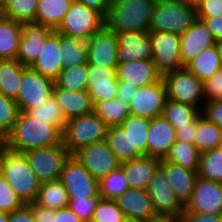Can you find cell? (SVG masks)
I'll list each match as a JSON object with an SVG mask.
<instances>
[{
	"mask_svg": "<svg viewBox=\"0 0 222 222\" xmlns=\"http://www.w3.org/2000/svg\"><path fill=\"white\" fill-rule=\"evenodd\" d=\"M7 149L24 153L41 147L63 145L62 131L53 124L19 112L12 129L0 141Z\"/></svg>",
	"mask_w": 222,
	"mask_h": 222,
	"instance_id": "1",
	"label": "cell"
},
{
	"mask_svg": "<svg viewBox=\"0 0 222 222\" xmlns=\"http://www.w3.org/2000/svg\"><path fill=\"white\" fill-rule=\"evenodd\" d=\"M0 174L24 204L35 202L41 183L24 153L11 151L0 144Z\"/></svg>",
	"mask_w": 222,
	"mask_h": 222,
	"instance_id": "2",
	"label": "cell"
},
{
	"mask_svg": "<svg viewBox=\"0 0 222 222\" xmlns=\"http://www.w3.org/2000/svg\"><path fill=\"white\" fill-rule=\"evenodd\" d=\"M157 0H112L105 26L116 33L149 32L151 15Z\"/></svg>",
	"mask_w": 222,
	"mask_h": 222,
	"instance_id": "3",
	"label": "cell"
},
{
	"mask_svg": "<svg viewBox=\"0 0 222 222\" xmlns=\"http://www.w3.org/2000/svg\"><path fill=\"white\" fill-rule=\"evenodd\" d=\"M197 19L196 9L184 0H157L149 31L183 34Z\"/></svg>",
	"mask_w": 222,
	"mask_h": 222,
	"instance_id": "4",
	"label": "cell"
},
{
	"mask_svg": "<svg viewBox=\"0 0 222 222\" xmlns=\"http://www.w3.org/2000/svg\"><path fill=\"white\" fill-rule=\"evenodd\" d=\"M108 125L93 111L66 122L62 132L63 146L73 155L80 148L105 139Z\"/></svg>",
	"mask_w": 222,
	"mask_h": 222,
	"instance_id": "5",
	"label": "cell"
},
{
	"mask_svg": "<svg viewBox=\"0 0 222 222\" xmlns=\"http://www.w3.org/2000/svg\"><path fill=\"white\" fill-rule=\"evenodd\" d=\"M167 99L197 107L200 111L205 103L203 81L185 67L163 77Z\"/></svg>",
	"mask_w": 222,
	"mask_h": 222,
	"instance_id": "6",
	"label": "cell"
},
{
	"mask_svg": "<svg viewBox=\"0 0 222 222\" xmlns=\"http://www.w3.org/2000/svg\"><path fill=\"white\" fill-rule=\"evenodd\" d=\"M104 25L105 19L101 13L74 0L56 31L86 42Z\"/></svg>",
	"mask_w": 222,
	"mask_h": 222,
	"instance_id": "7",
	"label": "cell"
},
{
	"mask_svg": "<svg viewBox=\"0 0 222 222\" xmlns=\"http://www.w3.org/2000/svg\"><path fill=\"white\" fill-rule=\"evenodd\" d=\"M24 155L41 184L60 180L63 165L70 156L63 145L32 149Z\"/></svg>",
	"mask_w": 222,
	"mask_h": 222,
	"instance_id": "8",
	"label": "cell"
},
{
	"mask_svg": "<svg viewBox=\"0 0 222 222\" xmlns=\"http://www.w3.org/2000/svg\"><path fill=\"white\" fill-rule=\"evenodd\" d=\"M152 42L153 61L161 78L183 68L181 60V35L167 32L149 31Z\"/></svg>",
	"mask_w": 222,
	"mask_h": 222,
	"instance_id": "9",
	"label": "cell"
},
{
	"mask_svg": "<svg viewBox=\"0 0 222 222\" xmlns=\"http://www.w3.org/2000/svg\"><path fill=\"white\" fill-rule=\"evenodd\" d=\"M60 181L67 191L69 200H85L99 194V181L72 155L63 165Z\"/></svg>",
	"mask_w": 222,
	"mask_h": 222,
	"instance_id": "10",
	"label": "cell"
},
{
	"mask_svg": "<svg viewBox=\"0 0 222 222\" xmlns=\"http://www.w3.org/2000/svg\"><path fill=\"white\" fill-rule=\"evenodd\" d=\"M72 156L98 181L120 167V161L106 140L80 148Z\"/></svg>",
	"mask_w": 222,
	"mask_h": 222,
	"instance_id": "11",
	"label": "cell"
},
{
	"mask_svg": "<svg viewBox=\"0 0 222 222\" xmlns=\"http://www.w3.org/2000/svg\"><path fill=\"white\" fill-rule=\"evenodd\" d=\"M55 82L27 67L22 74L17 102L20 112L47 101L53 95Z\"/></svg>",
	"mask_w": 222,
	"mask_h": 222,
	"instance_id": "12",
	"label": "cell"
},
{
	"mask_svg": "<svg viewBox=\"0 0 222 222\" xmlns=\"http://www.w3.org/2000/svg\"><path fill=\"white\" fill-rule=\"evenodd\" d=\"M166 99V85L163 78L150 85L139 87L130 101V115L149 120L162 116Z\"/></svg>",
	"mask_w": 222,
	"mask_h": 222,
	"instance_id": "13",
	"label": "cell"
},
{
	"mask_svg": "<svg viewBox=\"0 0 222 222\" xmlns=\"http://www.w3.org/2000/svg\"><path fill=\"white\" fill-rule=\"evenodd\" d=\"M88 64L116 69L118 42L116 34L105 25L86 42Z\"/></svg>",
	"mask_w": 222,
	"mask_h": 222,
	"instance_id": "14",
	"label": "cell"
},
{
	"mask_svg": "<svg viewBox=\"0 0 222 222\" xmlns=\"http://www.w3.org/2000/svg\"><path fill=\"white\" fill-rule=\"evenodd\" d=\"M147 191L155 214L173 215L178 219L181 217L185 206L175 195L166 174L160 167L152 176Z\"/></svg>",
	"mask_w": 222,
	"mask_h": 222,
	"instance_id": "15",
	"label": "cell"
},
{
	"mask_svg": "<svg viewBox=\"0 0 222 222\" xmlns=\"http://www.w3.org/2000/svg\"><path fill=\"white\" fill-rule=\"evenodd\" d=\"M184 211L222 215V183L198 177Z\"/></svg>",
	"mask_w": 222,
	"mask_h": 222,
	"instance_id": "16",
	"label": "cell"
},
{
	"mask_svg": "<svg viewBox=\"0 0 222 222\" xmlns=\"http://www.w3.org/2000/svg\"><path fill=\"white\" fill-rule=\"evenodd\" d=\"M117 62L124 64L136 60H153L152 42L149 32L116 33Z\"/></svg>",
	"mask_w": 222,
	"mask_h": 222,
	"instance_id": "17",
	"label": "cell"
},
{
	"mask_svg": "<svg viewBox=\"0 0 222 222\" xmlns=\"http://www.w3.org/2000/svg\"><path fill=\"white\" fill-rule=\"evenodd\" d=\"M54 29L36 23H22L19 51L16 59L30 67L39 57L47 37Z\"/></svg>",
	"mask_w": 222,
	"mask_h": 222,
	"instance_id": "18",
	"label": "cell"
},
{
	"mask_svg": "<svg viewBox=\"0 0 222 222\" xmlns=\"http://www.w3.org/2000/svg\"><path fill=\"white\" fill-rule=\"evenodd\" d=\"M217 42L203 20L196 19L191 26L181 34V60L185 67L194 60L204 49L210 48Z\"/></svg>",
	"mask_w": 222,
	"mask_h": 222,
	"instance_id": "19",
	"label": "cell"
},
{
	"mask_svg": "<svg viewBox=\"0 0 222 222\" xmlns=\"http://www.w3.org/2000/svg\"><path fill=\"white\" fill-rule=\"evenodd\" d=\"M116 69L88 64L87 91L92 104L117 98Z\"/></svg>",
	"mask_w": 222,
	"mask_h": 222,
	"instance_id": "20",
	"label": "cell"
},
{
	"mask_svg": "<svg viewBox=\"0 0 222 222\" xmlns=\"http://www.w3.org/2000/svg\"><path fill=\"white\" fill-rule=\"evenodd\" d=\"M176 141V130L162 115L150 120L147 156L164 159Z\"/></svg>",
	"mask_w": 222,
	"mask_h": 222,
	"instance_id": "21",
	"label": "cell"
},
{
	"mask_svg": "<svg viewBox=\"0 0 222 222\" xmlns=\"http://www.w3.org/2000/svg\"><path fill=\"white\" fill-rule=\"evenodd\" d=\"M62 53L59 47V32L54 30L46 39L39 57L30 68L54 82L63 70Z\"/></svg>",
	"mask_w": 222,
	"mask_h": 222,
	"instance_id": "22",
	"label": "cell"
},
{
	"mask_svg": "<svg viewBox=\"0 0 222 222\" xmlns=\"http://www.w3.org/2000/svg\"><path fill=\"white\" fill-rule=\"evenodd\" d=\"M160 167V159L141 156L120 163V168L128 181L130 188L147 190L152 176Z\"/></svg>",
	"mask_w": 222,
	"mask_h": 222,
	"instance_id": "23",
	"label": "cell"
},
{
	"mask_svg": "<svg viewBox=\"0 0 222 222\" xmlns=\"http://www.w3.org/2000/svg\"><path fill=\"white\" fill-rule=\"evenodd\" d=\"M160 168L166 174L175 195L185 206L192 196L198 173L164 159L160 160Z\"/></svg>",
	"mask_w": 222,
	"mask_h": 222,
	"instance_id": "24",
	"label": "cell"
},
{
	"mask_svg": "<svg viewBox=\"0 0 222 222\" xmlns=\"http://www.w3.org/2000/svg\"><path fill=\"white\" fill-rule=\"evenodd\" d=\"M53 96L60 105L66 121L93 111V104L87 90L81 92L66 90L55 83Z\"/></svg>",
	"mask_w": 222,
	"mask_h": 222,
	"instance_id": "25",
	"label": "cell"
},
{
	"mask_svg": "<svg viewBox=\"0 0 222 222\" xmlns=\"http://www.w3.org/2000/svg\"><path fill=\"white\" fill-rule=\"evenodd\" d=\"M116 78L137 88L150 85L161 79L155 70L154 61L144 59L118 64Z\"/></svg>",
	"mask_w": 222,
	"mask_h": 222,
	"instance_id": "26",
	"label": "cell"
},
{
	"mask_svg": "<svg viewBox=\"0 0 222 222\" xmlns=\"http://www.w3.org/2000/svg\"><path fill=\"white\" fill-rule=\"evenodd\" d=\"M115 201L126 219L145 220L155 214L148 191L145 189L129 188Z\"/></svg>",
	"mask_w": 222,
	"mask_h": 222,
	"instance_id": "27",
	"label": "cell"
},
{
	"mask_svg": "<svg viewBox=\"0 0 222 222\" xmlns=\"http://www.w3.org/2000/svg\"><path fill=\"white\" fill-rule=\"evenodd\" d=\"M73 2L74 0H38L35 23L56 30Z\"/></svg>",
	"mask_w": 222,
	"mask_h": 222,
	"instance_id": "28",
	"label": "cell"
},
{
	"mask_svg": "<svg viewBox=\"0 0 222 222\" xmlns=\"http://www.w3.org/2000/svg\"><path fill=\"white\" fill-rule=\"evenodd\" d=\"M27 67L17 59H0V92L8 98L16 99L23 71Z\"/></svg>",
	"mask_w": 222,
	"mask_h": 222,
	"instance_id": "29",
	"label": "cell"
},
{
	"mask_svg": "<svg viewBox=\"0 0 222 222\" xmlns=\"http://www.w3.org/2000/svg\"><path fill=\"white\" fill-rule=\"evenodd\" d=\"M22 23L0 18V59H16L21 39Z\"/></svg>",
	"mask_w": 222,
	"mask_h": 222,
	"instance_id": "30",
	"label": "cell"
},
{
	"mask_svg": "<svg viewBox=\"0 0 222 222\" xmlns=\"http://www.w3.org/2000/svg\"><path fill=\"white\" fill-rule=\"evenodd\" d=\"M185 68L203 82L211 78L217 70L222 68L217 45L202 50Z\"/></svg>",
	"mask_w": 222,
	"mask_h": 222,
	"instance_id": "31",
	"label": "cell"
},
{
	"mask_svg": "<svg viewBox=\"0 0 222 222\" xmlns=\"http://www.w3.org/2000/svg\"><path fill=\"white\" fill-rule=\"evenodd\" d=\"M120 126L127 131L130 140V151H137L141 156H147V136L150 120L129 115Z\"/></svg>",
	"mask_w": 222,
	"mask_h": 222,
	"instance_id": "32",
	"label": "cell"
},
{
	"mask_svg": "<svg viewBox=\"0 0 222 222\" xmlns=\"http://www.w3.org/2000/svg\"><path fill=\"white\" fill-rule=\"evenodd\" d=\"M129 108L130 101L119 97L93 104V112L109 127L120 125L130 115Z\"/></svg>",
	"mask_w": 222,
	"mask_h": 222,
	"instance_id": "33",
	"label": "cell"
},
{
	"mask_svg": "<svg viewBox=\"0 0 222 222\" xmlns=\"http://www.w3.org/2000/svg\"><path fill=\"white\" fill-rule=\"evenodd\" d=\"M59 47L63 57V69L88 64L85 41L59 33Z\"/></svg>",
	"mask_w": 222,
	"mask_h": 222,
	"instance_id": "34",
	"label": "cell"
},
{
	"mask_svg": "<svg viewBox=\"0 0 222 222\" xmlns=\"http://www.w3.org/2000/svg\"><path fill=\"white\" fill-rule=\"evenodd\" d=\"M35 203L54 210L68 207L69 198L60 180L42 183Z\"/></svg>",
	"mask_w": 222,
	"mask_h": 222,
	"instance_id": "35",
	"label": "cell"
},
{
	"mask_svg": "<svg viewBox=\"0 0 222 222\" xmlns=\"http://www.w3.org/2000/svg\"><path fill=\"white\" fill-rule=\"evenodd\" d=\"M201 153L195 145L176 140L164 160L198 172Z\"/></svg>",
	"mask_w": 222,
	"mask_h": 222,
	"instance_id": "36",
	"label": "cell"
},
{
	"mask_svg": "<svg viewBox=\"0 0 222 222\" xmlns=\"http://www.w3.org/2000/svg\"><path fill=\"white\" fill-rule=\"evenodd\" d=\"M221 135L222 129L214 122L207 120L202 115L197 118L194 145L200 153L218 148Z\"/></svg>",
	"mask_w": 222,
	"mask_h": 222,
	"instance_id": "37",
	"label": "cell"
},
{
	"mask_svg": "<svg viewBox=\"0 0 222 222\" xmlns=\"http://www.w3.org/2000/svg\"><path fill=\"white\" fill-rule=\"evenodd\" d=\"M201 111L194 106L177 103L166 99L163 116L173 127H184L191 125L199 116Z\"/></svg>",
	"mask_w": 222,
	"mask_h": 222,
	"instance_id": "38",
	"label": "cell"
},
{
	"mask_svg": "<svg viewBox=\"0 0 222 222\" xmlns=\"http://www.w3.org/2000/svg\"><path fill=\"white\" fill-rule=\"evenodd\" d=\"M105 140L120 162L141 157L137 151H130L129 136L120 125L108 127Z\"/></svg>",
	"mask_w": 222,
	"mask_h": 222,
	"instance_id": "39",
	"label": "cell"
},
{
	"mask_svg": "<svg viewBox=\"0 0 222 222\" xmlns=\"http://www.w3.org/2000/svg\"><path fill=\"white\" fill-rule=\"evenodd\" d=\"M25 113L37 120L46 121V123L56 125L62 132L67 122L60 105L57 103L53 95L47 101L29 108Z\"/></svg>",
	"mask_w": 222,
	"mask_h": 222,
	"instance_id": "40",
	"label": "cell"
},
{
	"mask_svg": "<svg viewBox=\"0 0 222 222\" xmlns=\"http://www.w3.org/2000/svg\"><path fill=\"white\" fill-rule=\"evenodd\" d=\"M38 0H7L2 5V15L21 23H35Z\"/></svg>",
	"mask_w": 222,
	"mask_h": 222,
	"instance_id": "41",
	"label": "cell"
},
{
	"mask_svg": "<svg viewBox=\"0 0 222 222\" xmlns=\"http://www.w3.org/2000/svg\"><path fill=\"white\" fill-rule=\"evenodd\" d=\"M198 177L222 183V149L220 147L201 153Z\"/></svg>",
	"mask_w": 222,
	"mask_h": 222,
	"instance_id": "42",
	"label": "cell"
},
{
	"mask_svg": "<svg viewBox=\"0 0 222 222\" xmlns=\"http://www.w3.org/2000/svg\"><path fill=\"white\" fill-rule=\"evenodd\" d=\"M129 188L128 181L120 167L99 181L101 199L115 200Z\"/></svg>",
	"mask_w": 222,
	"mask_h": 222,
	"instance_id": "43",
	"label": "cell"
},
{
	"mask_svg": "<svg viewBox=\"0 0 222 222\" xmlns=\"http://www.w3.org/2000/svg\"><path fill=\"white\" fill-rule=\"evenodd\" d=\"M88 64L63 69L55 83L66 90L77 92L87 90Z\"/></svg>",
	"mask_w": 222,
	"mask_h": 222,
	"instance_id": "44",
	"label": "cell"
},
{
	"mask_svg": "<svg viewBox=\"0 0 222 222\" xmlns=\"http://www.w3.org/2000/svg\"><path fill=\"white\" fill-rule=\"evenodd\" d=\"M19 112L17 102L0 92V141L12 129Z\"/></svg>",
	"mask_w": 222,
	"mask_h": 222,
	"instance_id": "45",
	"label": "cell"
},
{
	"mask_svg": "<svg viewBox=\"0 0 222 222\" xmlns=\"http://www.w3.org/2000/svg\"><path fill=\"white\" fill-rule=\"evenodd\" d=\"M125 220L124 213L115 200L100 199L91 222H125Z\"/></svg>",
	"mask_w": 222,
	"mask_h": 222,
	"instance_id": "46",
	"label": "cell"
},
{
	"mask_svg": "<svg viewBox=\"0 0 222 222\" xmlns=\"http://www.w3.org/2000/svg\"><path fill=\"white\" fill-rule=\"evenodd\" d=\"M24 205L10 184L0 174V211L11 213Z\"/></svg>",
	"mask_w": 222,
	"mask_h": 222,
	"instance_id": "47",
	"label": "cell"
},
{
	"mask_svg": "<svg viewBox=\"0 0 222 222\" xmlns=\"http://www.w3.org/2000/svg\"><path fill=\"white\" fill-rule=\"evenodd\" d=\"M100 199L101 196L98 194L85 200H69L68 207L83 222H91L94 210Z\"/></svg>",
	"mask_w": 222,
	"mask_h": 222,
	"instance_id": "48",
	"label": "cell"
},
{
	"mask_svg": "<svg viewBox=\"0 0 222 222\" xmlns=\"http://www.w3.org/2000/svg\"><path fill=\"white\" fill-rule=\"evenodd\" d=\"M206 101L220 99L222 96V68L209 79L203 82Z\"/></svg>",
	"mask_w": 222,
	"mask_h": 222,
	"instance_id": "49",
	"label": "cell"
},
{
	"mask_svg": "<svg viewBox=\"0 0 222 222\" xmlns=\"http://www.w3.org/2000/svg\"><path fill=\"white\" fill-rule=\"evenodd\" d=\"M201 115L222 129V100L205 101L201 109Z\"/></svg>",
	"mask_w": 222,
	"mask_h": 222,
	"instance_id": "50",
	"label": "cell"
},
{
	"mask_svg": "<svg viewBox=\"0 0 222 222\" xmlns=\"http://www.w3.org/2000/svg\"><path fill=\"white\" fill-rule=\"evenodd\" d=\"M197 17H216L222 15L221 0H205L196 8Z\"/></svg>",
	"mask_w": 222,
	"mask_h": 222,
	"instance_id": "51",
	"label": "cell"
},
{
	"mask_svg": "<svg viewBox=\"0 0 222 222\" xmlns=\"http://www.w3.org/2000/svg\"><path fill=\"white\" fill-rule=\"evenodd\" d=\"M179 222H222V215L184 211Z\"/></svg>",
	"mask_w": 222,
	"mask_h": 222,
	"instance_id": "52",
	"label": "cell"
},
{
	"mask_svg": "<svg viewBox=\"0 0 222 222\" xmlns=\"http://www.w3.org/2000/svg\"><path fill=\"white\" fill-rule=\"evenodd\" d=\"M29 205L32 208L35 222H53L56 210L43 207L35 202H32Z\"/></svg>",
	"mask_w": 222,
	"mask_h": 222,
	"instance_id": "53",
	"label": "cell"
},
{
	"mask_svg": "<svg viewBox=\"0 0 222 222\" xmlns=\"http://www.w3.org/2000/svg\"><path fill=\"white\" fill-rule=\"evenodd\" d=\"M176 130V140L194 145L197 119L189 126L174 127Z\"/></svg>",
	"mask_w": 222,
	"mask_h": 222,
	"instance_id": "54",
	"label": "cell"
},
{
	"mask_svg": "<svg viewBox=\"0 0 222 222\" xmlns=\"http://www.w3.org/2000/svg\"><path fill=\"white\" fill-rule=\"evenodd\" d=\"M8 222H35L31 206L25 204L22 208L9 213Z\"/></svg>",
	"mask_w": 222,
	"mask_h": 222,
	"instance_id": "55",
	"label": "cell"
},
{
	"mask_svg": "<svg viewBox=\"0 0 222 222\" xmlns=\"http://www.w3.org/2000/svg\"><path fill=\"white\" fill-rule=\"evenodd\" d=\"M203 20L217 41L222 40V15L216 17H197Z\"/></svg>",
	"mask_w": 222,
	"mask_h": 222,
	"instance_id": "56",
	"label": "cell"
},
{
	"mask_svg": "<svg viewBox=\"0 0 222 222\" xmlns=\"http://www.w3.org/2000/svg\"><path fill=\"white\" fill-rule=\"evenodd\" d=\"M137 87L128 82L118 80L117 97L131 101L137 92Z\"/></svg>",
	"mask_w": 222,
	"mask_h": 222,
	"instance_id": "57",
	"label": "cell"
},
{
	"mask_svg": "<svg viewBox=\"0 0 222 222\" xmlns=\"http://www.w3.org/2000/svg\"><path fill=\"white\" fill-rule=\"evenodd\" d=\"M83 5L96 10L104 17L106 16L108 9L110 8L112 0H76Z\"/></svg>",
	"mask_w": 222,
	"mask_h": 222,
	"instance_id": "58",
	"label": "cell"
},
{
	"mask_svg": "<svg viewBox=\"0 0 222 222\" xmlns=\"http://www.w3.org/2000/svg\"><path fill=\"white\" fill-rule=\"evenodd\" d=\"M53 222H83L77 217L69 207L58 209L55 211Z\"/></svg>",
	"mask_w": 222,
	"mask_h": 222,
	"instance_id": "59",
	"label": "cell"
},
{
	"mask_svg": "<svg viewBox=\"0 0 222 222\" xmlns=\"http://www.w3.org/2000/svg\"><path fill=\"white\" fill-rule=\"evenodd\" d=\"M145 222H179V219L173 215L154 214L145 219Z\"/></svg>",
	"mask_w": 222,
	"mask_h": 222,
	"instance_id": "60",
	"label": "cell"
},
{
	"mask_svg": "<svg viewBox=\"0 0 222 222\" xmlns=\"http://www.w3.org/2000/svg\"><path fill=\"white\" fill-rule=\"evenodd\" d=\"M188 6L197 8L205 0H184Z\"/></svg>",
	"mask_w": 222,
	"mask_h": 222,
	"instance_id": "61",
	"label": "cell"
},
{
	"mask_svg": "<svg viewBox=\"0 0 222 222\" xmlns=\"http://www.w3.org/2000/svg\"><path fill=\"white\" fill-rule=\"evenodd\" d=\"M9 213L0 211V222H8Z\"/></svg>",
	"mask_w": 222,
	"mask_h": 222,
	"instance_id": "62",
	"label": "cell"
},
{
	"mask_svg": "<svg viewBox=\"0 0 222 222\" xmlns=\"http://www.w3.org/2000/svg\"><path fill=\"white\" fill-rule=\"evenodd\" d=\"M219 53H220V62H221V66H222V40L217 41L216 43Z\"/></svg>",
	"mask_w": 222,
	"mask_h": 222,
	"instance_id": "63",
	"label": "cell"
},
{
	"mask_svg": "<svg viewBox=\"0 0 222 222\" xmlns=\"http://www.w3.org/2000/svg\"><path fill=\"white\" fill-rule=\"evenodd\" d=\"M125 222H145V220L142 219H126Z\"/></svg>",
	"mask_w": 222,
	"mask_h": 222,
	"instance_id": "64",
	"label": "cell"
},
{
	"mask_svg": "<svg viewBox=\"0 0 222 222\" xmlns=\"http://www.w3.org/2000/svg\"><path fill=\"white\" fill-rule=\"evenodd\" d=\"M219 147L222 149V135H221V139H220Z\"/></svg>",
	"mask_w": 222,
	"mask_h": 222,
	"instance_id": "65",
	"label": "cell"
},
{
	"mask_svg": "<svg viewBox=\"0 0 222 222\" xmlns=\"http://www.w3.org/2000/svg\"><path fill=\"white\" fill-rule=\"evenodd\" d=\"M7 0H0V5L2 6Z\"/></svg>",
	"mask_w": 222,
	"mask_h": 222,
	"instance_id": "66",
	"label": "cell"
},
{
	"mask_svg": "<svg viewBox=\"0 0 222 222\" xmlns=\"http://www.w3.org/2000/svg\"><path fill=\"white\" fill-rule=\"evenodd\" d=\"M2 6L0 5V18L2 17Z\"/></svg>",
	"mask_w": 222,
	"mask_h": 222,
	"instance_id": "67",
	"label": "cell"
}]
</instances>
